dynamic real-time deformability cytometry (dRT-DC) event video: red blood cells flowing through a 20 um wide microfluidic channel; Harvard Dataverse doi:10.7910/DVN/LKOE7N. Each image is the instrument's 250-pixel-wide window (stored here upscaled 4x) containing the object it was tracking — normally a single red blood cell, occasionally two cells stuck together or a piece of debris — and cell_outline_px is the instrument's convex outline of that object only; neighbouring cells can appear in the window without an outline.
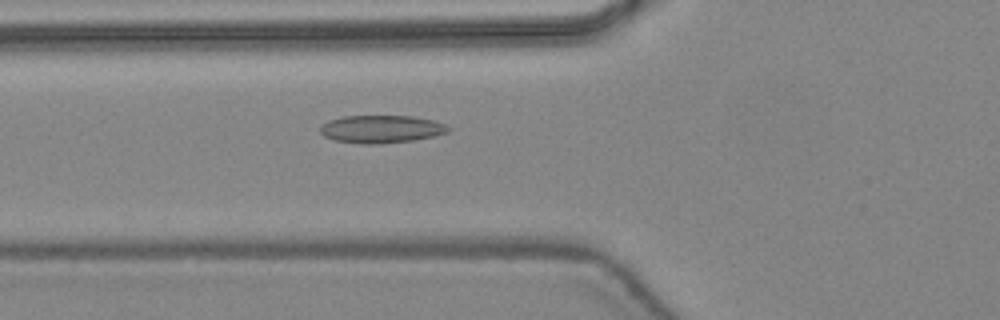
{"species": "common noctule bat (a hibernating species)", "species_latin": "Nyctalus noctula", "temperature_condition": "warm", "stored_images_in_passage": 20, "camera_frame_rate_fps": 3000, "um_per_image_px": 0.085, "animal": {"sex": "female", "body_mass_g": 24.6, "forearm_length_mm": 56.2}, "frame": {"image": 1, "passage_image": 12, "time_ms": 3.667, "image_size_px": [1000, 320], "cell_outline_px": [[452, 128], [448, 132], [432, 136], [412, 140], [380, 144], [360, 144], [332, 140], [324, 136], [320, 132], [320, 128], [328, 120], [344, 116], [412, 116], [432, 120], [444, 124]], "centroid_in_image_um": [32.38, 10.98], "position_along_channel_um": 93.4, "area_um2": 20.69}}
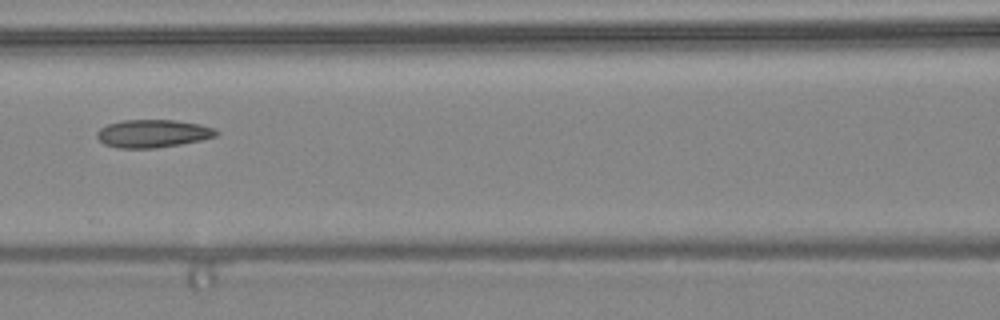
{"frame": {"image": 2, "passage_image": 16, "time_ms": 5.0, "image_size_px": [1000, 320], "cell_outline_px": [[220, 132], [216, 136], [200, 140], [180, 144], [156, 148], [120, 148], [104, 144], [96, 136], [96, 132], [100, 128], [108, 124], [120, 120], [176, 120], [200, 124], [216, 128]], "centroid_in_image_um": [13.0, 11.34], "position_along_channel_um": 153.6, "area_um2": 19.48}}
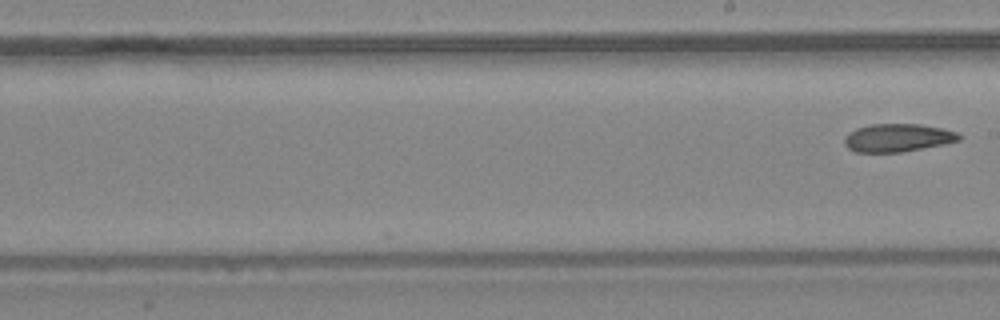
{"frame": {"image": 3, "passage_image": 20, "time_ms": 6.333, "image_size_px": [1000, 320], "cell_outline_px": [[964, 136], [960, 140], [944, 144], [900, 152], [856, 152], [848, 148], [844, 144], [844, 136], [848, 132], [856, 128], [872, 124], [920, 124], [940, 128], [956, 132]], "centroid_in_image_um": [76.28, 11.71], "position_along_channel_um": 212.7, "area_um2": 18.73}}